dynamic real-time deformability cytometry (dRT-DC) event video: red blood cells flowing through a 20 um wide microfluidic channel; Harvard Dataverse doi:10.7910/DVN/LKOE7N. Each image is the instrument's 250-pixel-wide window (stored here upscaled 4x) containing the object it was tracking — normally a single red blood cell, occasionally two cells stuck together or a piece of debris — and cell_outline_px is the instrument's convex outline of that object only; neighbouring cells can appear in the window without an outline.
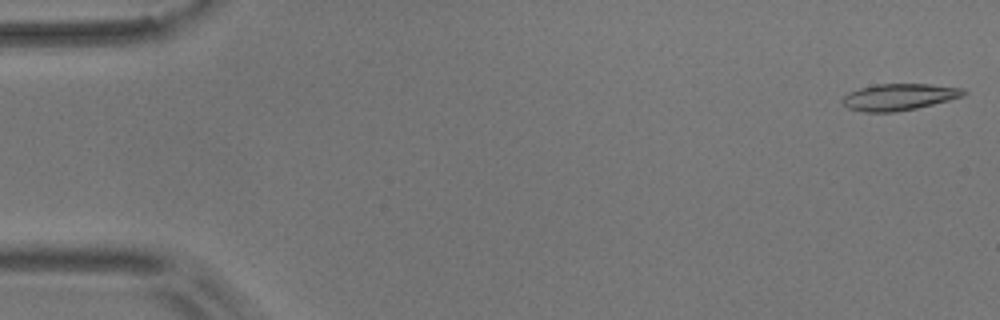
{"species": "common noctule bat (a hibernating species)", "species_latin": "Nyctalus noctula", "temperature_condition": "room temperature", "stored_images_in_passage": 55, "camera_frame_rate_fps": 3000, "um_per_image_px": 0.085, "animal": {"sex": "male", "body_mass_g": 17.9}, "frame": {"image": 1, "passage_image": 1, "time_ms": 0.0, "image_size_px": [1000, 320], "cell_outline_px": [[968, 92], [964, 96], [916, 108], [896, 112], [864, 112], [848, 108], [840, 100], [848, 92], [860, 88], [876, 84], [928, 84], [964, 88]], "centroid_in_image_um": [76.41, 8.24], "position_along_channel_um": 8.6, "area_um2": 18.79}}
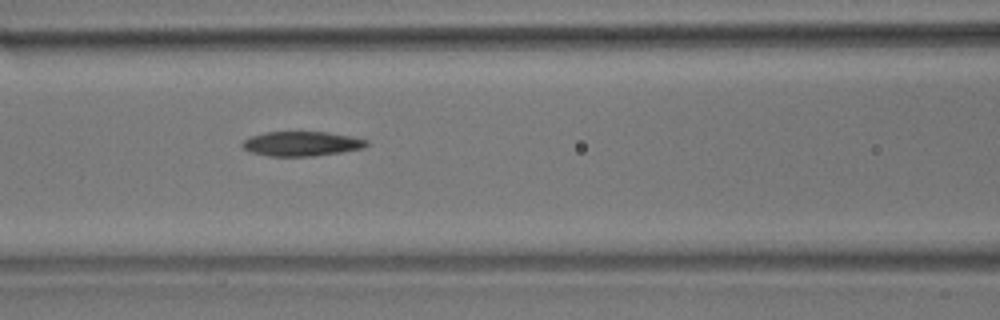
{"frame": {"image": 2, "passage_image": 23, "time_ms": 7.333, "image_size_px": [1000, 320], "cell_outline_px": [[368, 144], [364, 148], [340, 152], [312, 156], [268, 156], [252, 152], [244, 148], [240, 144], [244, 140], [252, 136], [264, 132], [328, 132], [368, 140]], "centroid_in_image_um": [25.63, 12.21], "position_along_channel_um": 141.0, "area_um2": 17.63}}
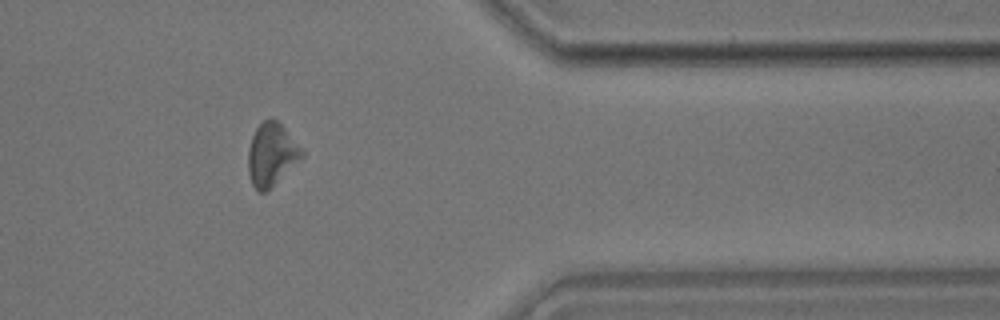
{"frame": {"image": 3, "passage_image": 45, "time_ms": 14.667, "image_size_px": [1000, 320], "cell_outline_px": [[304, 156], [268, 192], [260, 192], [252, 184], [248, 172], [248, 148], [252, 136], [256, 128], [268, 116], [272, 116], [284, 128], [304, 152]], "centroid_in_image_um": [23.07, 13.14], "position_along_channel_um": 388.3, "area_um2": 19.71}, "authors_computed_cell_mechanics": {"area_um2": 18.9006, "velocity_mm_per_s": 3.6248, "shape_relaxation_time_tau1_ms": 7.1498, "shape_relaxation_time_tau2_ms": 8.6414, "deformation_change_tau1": 0.1396, "deformation_change_tau2": 0.2109}}